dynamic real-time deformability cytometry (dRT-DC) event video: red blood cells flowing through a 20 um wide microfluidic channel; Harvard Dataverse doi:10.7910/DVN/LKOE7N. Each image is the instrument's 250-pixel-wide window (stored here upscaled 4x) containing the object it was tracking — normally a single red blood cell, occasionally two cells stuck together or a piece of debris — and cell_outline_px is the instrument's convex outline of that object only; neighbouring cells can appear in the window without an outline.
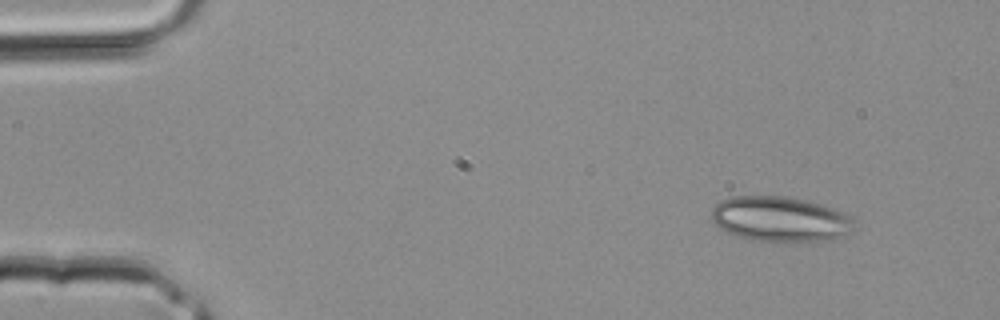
{"species": "common noctule bat (a hibernating species)", "species_latin": "Nyctalus noctula", "temperature_condition": "room temperature", "stored_images_in_passage": 37, "camera_frame_rate_fps": 3000, "um_per_image_px": 0.085, "animal": {"sex": "male", "body_mass_g": 20.4}, "frame": {"image": 1, "passage_image": 1, "time_ms": 0.0, "image_size_px": [1000, 320], "cell_outline_px": [[852, 232], [832, 240], [780, 244], [748, 240], [728, 232], [712, 224], [708, 216], [712, 208], [720, 200], [732, 196], [784, 196], [804, 200], [832, 208], [848, 216], [852, 220]], "centroid_in_image_um": [66.23, 18.67], "position_along_channel_um": 18.8, "area_um2": 38.38}}
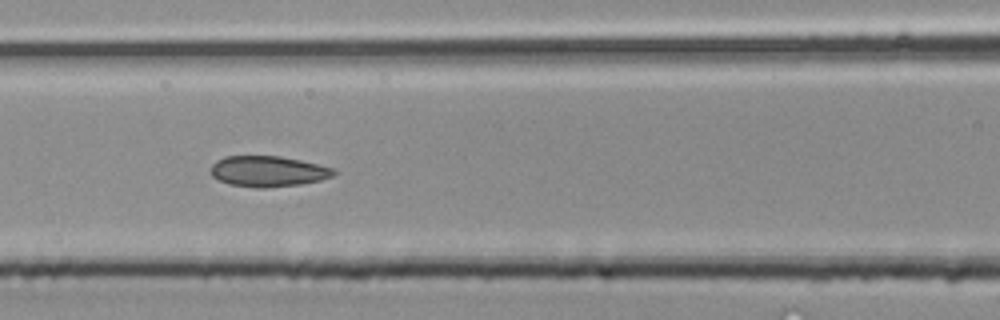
{"frame": {"image": 2, "passage_image": 14, "time_ms": 4.333, "image_size_px": [1000, 320], "cell_outline_px": [[336, 172], [332, 176], [320, 180], [300, 184], [268, 188], [256, 188], [228, 184], [212, 176], [212, 164], [216, 160], [224, 156], [280, 156], [300, 160], [332, 168]], "centroid_in_image_um": [22.75, 14.56], "position_along_channel_um": 143.8, "area_um2": 21.91}}
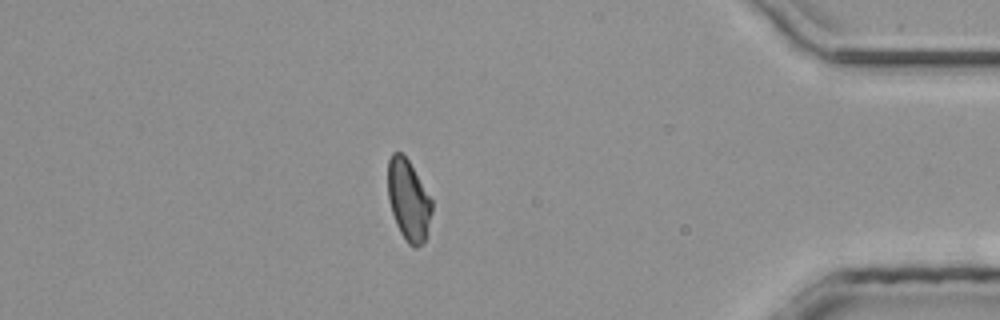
{"frame": {"image": 3, "passage_image": 31, "time_ms": 10.0, "image_size_px": [1000, 320], "cell_outline_px": [[432, 212], [424, 244], [416, 248], [412, 248], [404, 240], [396, 224], [388, 200], [388, 160], [392, 152], [400, 152], [408, 160], [432, 200]], "centroid_in_image_um": [34.71, 17.06], "position_along_channel_um": 400.5, "area_um2": 20.81}}